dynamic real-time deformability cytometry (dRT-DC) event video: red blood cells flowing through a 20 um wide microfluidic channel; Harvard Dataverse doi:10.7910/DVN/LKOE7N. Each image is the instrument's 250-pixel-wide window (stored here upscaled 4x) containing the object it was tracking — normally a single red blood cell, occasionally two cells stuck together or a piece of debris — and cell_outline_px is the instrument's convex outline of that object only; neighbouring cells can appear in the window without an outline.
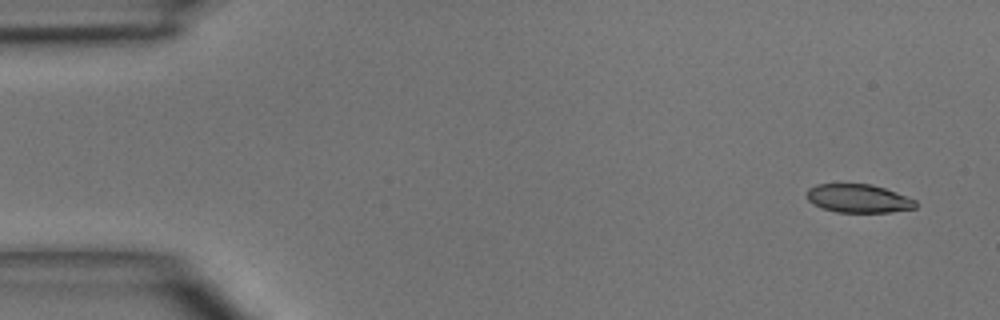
{"species": "common noctule bat (a hibernating species)", "species_latin": "Nyctalus noctula", "temperature_condition": "room temperature", "stored_images_in_passage": 4, "camera_frame_rate_fps": 3000, "um_per_image_px": 0.085, "animal": {"sex": "male", "body_mass_g": 15.6}, "frame": {"image": 1, "passage_image": 1, "time_ms": 0.0, "image_size_px": [1000, 320], "cell_outline_px": [[916, 208], [892, 212], [836, 212], [812, 204], [804, 196], [808, 188], [816, 184], [872, 184], [896, 192], [916, 200]], "centroid_in_image_um": [72.93, 16.86], "position_along_channel_um": 12.1, "area_um2": 18.15}}
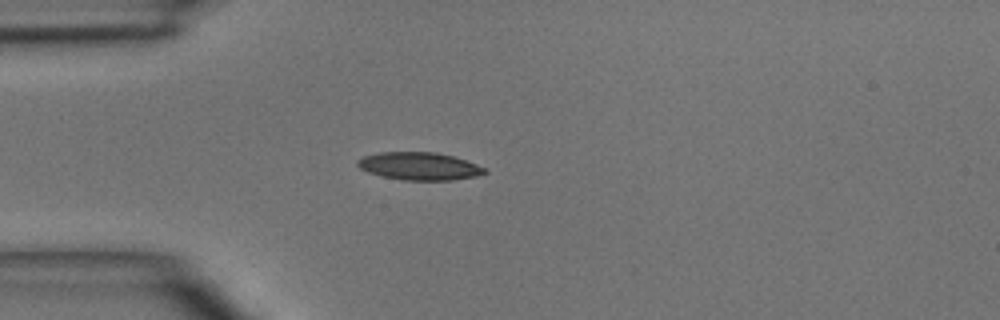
{"frame": {"image": 2, "passage_image": 4, "time_ms": 3.333, "image_size_px": [1000, 320], "cell_outline_px": [[488, 172], [476, 176], [452, 180], [400, 180], [380, 176], [368, 172], [360, 168], [356, 164], [356, 160], [364, 156], [380, 152], [436, 152], [452, 156], [488, 168]], "centroid_in_image_um": [35.63, 14.13], "position_along_channel_um": 49.4, "area_um2": 20.63}}